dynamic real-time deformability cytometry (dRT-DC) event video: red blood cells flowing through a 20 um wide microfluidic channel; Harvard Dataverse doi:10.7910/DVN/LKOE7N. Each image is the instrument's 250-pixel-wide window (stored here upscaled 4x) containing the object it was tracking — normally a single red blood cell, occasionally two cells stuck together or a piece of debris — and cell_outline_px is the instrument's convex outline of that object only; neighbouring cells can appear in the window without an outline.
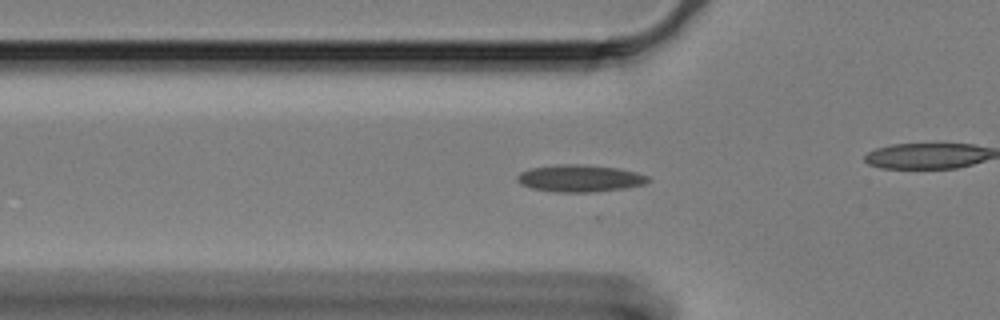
{"species": "Egyptian fruit bat (a non-hibernating species)", "species_latin": "Rousettus aegyptiacus", "temperature_condition": "cold", "stored_images_in_passage": 47, "camera_frame_rate_fps": 3000, "um_per_image_px": 0.085, "animal": {"sex": "female"}, "frame": {"image": 1, "passage_image": 13, "time_ms": 4.0, "image_size_px": [1000, 320], "cell_outline_px": [[652, 180], [644, 184], [624, 188], [592, 192], [556, 192], [532, 188], [520, 184], [516, 180], [516, 176], [520, 172], [532, 168], [564, 164], [584, 164], [616, 168], [636, 172], [648, 176]], "centroid_in_image_um": [49.28, 15.16], "position_along_channel_um": 76.5, "area_um2": 20.58}}
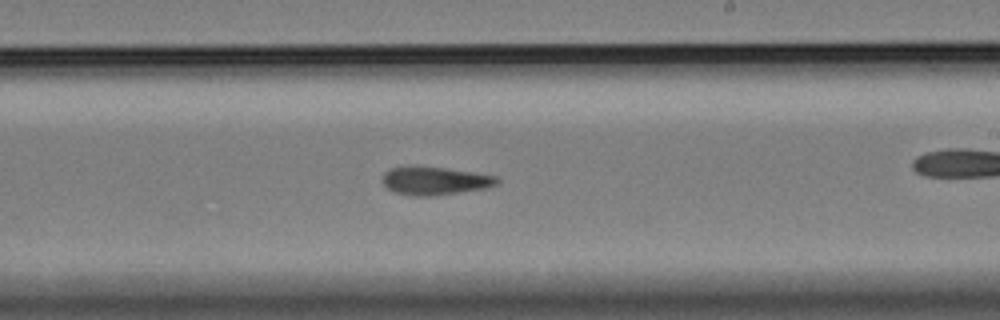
{"frame": {"image": 2, "passage_image": 29, "time_ms": 9.333, "image_size_px": [1000, 320], "cell_outline_px": [[500, 180], [496, 184], [484, 188], [428, 196], [412, 196], [396, 192], [388, 188], [380, 180], [384, 172], [388, 168], [444, 168], [472, 172], [496, 176]], "centroid_in_image_um": [36.93, 15.38], "position_along_channel_um": 252.1, "area_um2": 18.09}}
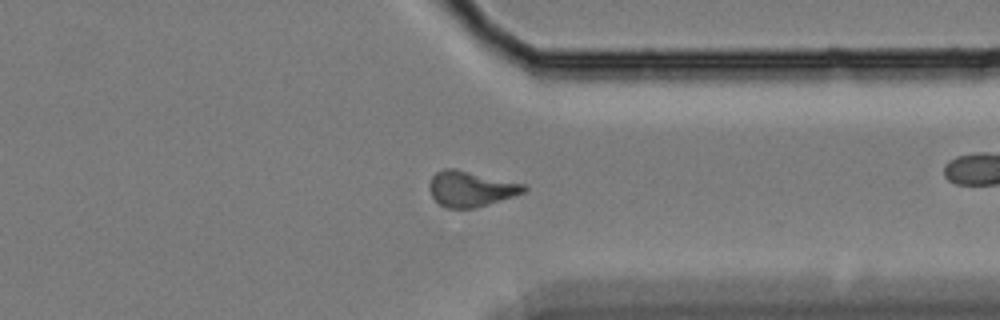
{"frame": {"image": 3, "passage_image": 40, "time_ms": 13.0, "image_size_px": [1000, 320], "cell_outline_px": [[528, 188], [524, 192], [476, 208], [448, 208], [440, 204], [432, 196], [428, 188], [428, 184], [432, 176], [436, 172], [444, 168], [456, 168], [524, 184]], "centroid_in_image_um": [39.98, 16.03], "position_along_channel_um": 371.4, "area_um2": 19.48}, "authors_computed_cell_mechanics": {"area_um2": 19.074, "velocity_mm_per_s": 3.2837, "shape_relaxation_time_tau1_ms": null, "shape_relaxation_time_tau2_ms": 5.1954, "deformation_change_tau1": null, "deformation_change_tau2": 0.1214}}